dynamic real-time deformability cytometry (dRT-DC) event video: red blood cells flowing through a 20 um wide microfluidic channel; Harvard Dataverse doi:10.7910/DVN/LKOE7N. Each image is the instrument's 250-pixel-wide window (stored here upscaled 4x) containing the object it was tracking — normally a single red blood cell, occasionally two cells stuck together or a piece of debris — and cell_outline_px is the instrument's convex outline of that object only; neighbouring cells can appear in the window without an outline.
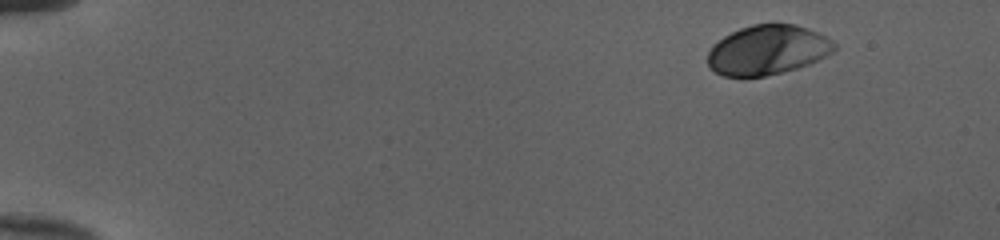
{"species": "human", "species_latin": "Homo sapiens", "temperature_condition": "cold", "stored_images_in_passage": 47, "camera_frame_rate_fps": 3000, "um_per_image_px": 0.085, "donor": {"sex": "female"}, "frame": {"image": 1, "passage_image": 1, "time_ms": 0.0, "image_size_px": [1000, 240], "cell_outline_px": [[836, 48], [832, 52], [808, 64], [796, 68], [764, 76], [724, 76], [716, 72], [708, 64], [708, 52], [712, 44], [724, 36], [740, 28], [752, 24], [772, 20], [796, 24], [808, 28], [832, 40], [836, 44]], "centroid_in_image_um": [65.23, 4.19], "position_along_channel_um": 19.8, "area_um2": 36.88}}
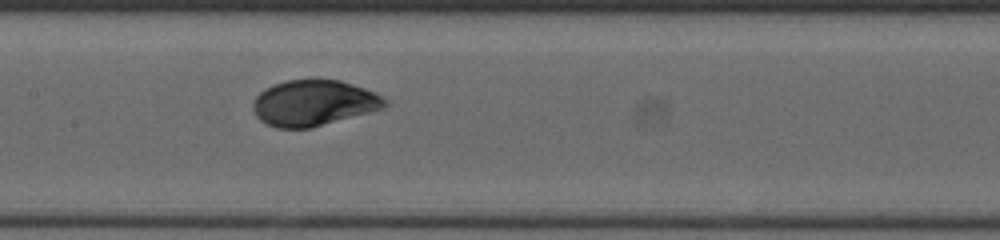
{"frame": {"image": 2, "passage_image": 23, "time_ms": 7.333, "image_size_px": [1000, 240], "cell_outline_px": [[392, 104], [384, 108], [312, 128], [276, 128], [260, 120], [256, 116], [252, 108], [252, 100], [264, 88], [272, 84], [288, 80], [340, 80], [376, 92], [384, 96]], "centroid_in_image_um": [26.68, 8.75], "position_along_channel_um": 180.7, "area_um2": 35.55}}
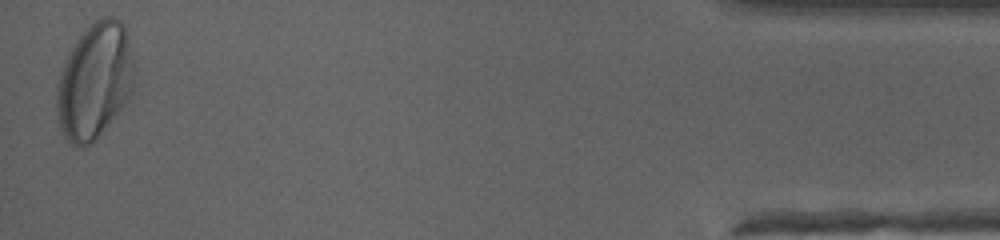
{"frame": {"image": 3, "passage_image": 47, "time_ms": 15.333, "image_size_px": [1000, 240], "cell_outline_px": [[136, 68], [132, 92], [120, 108], [100, 132], [84, 148], [76, 148], [64, 136], [60, 128], [56, 108], [56, 84], [64, 60], [68, 52], [76, 40], [100, 16], [112, 16], [120, 20], [124, 24]], "centroid_in_image_um": [8.03, 6.85], "position_along_channel_um": 427.2, "area_um2": 52.25}, "authors_computed_cell_mechanics": {"area_um2": 35.836, "velocity_mm_per_s": 3.9957, "shape_relaxation_time_tau1_ms": 3.0289, "shape_relaxation_time_tau2_ms": null, "deformation_change_tau1": 0.1582, "deformation_change_tau2": null}}